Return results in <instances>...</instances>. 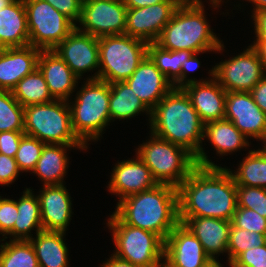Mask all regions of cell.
Here are the masks:
<instances>
[{
    "instance_id": "6da1fadb",
    "label": "cell",
    "mask_w": 266,
    "mask_h": 267,
    "mask_svg": "<svg viewBox=\"0 0 266 267\" xmlns=\"http://www.w3.org/2000/svg\"><path fill=\"white\" fill-rule=\"evenodd\" d=\"M177 192L179 217L231 221L237 208V185L226 167L197 165Z\"/></svg>"
},
{
    "instance_id": "7a4b0ae2",
    "label": "cell",
    "mask_w": 266,
    "mask_h": 267,
    "mask_svg": "<svg viewBox=\"0 0 266 267\" xmlns=\"http://www.w3.org/2000/svg\"><path fill=\"white\" fill-rule=\"evenodd\" d=\"M149 123L151 134L186 148L198 166L217 167L201 145L204 123L182 88H173L159 101L151 111Z\"/></svg>"
},
{
    "instance_id": "3957f363",
    "label": "cell",
    "mask_w": 266,
    "mask_h": 267,
    "mask_svg": "<svg viewBox=\"0 0 266 267\" xmlns=\"http://www.w3.org/2000/svg\"><path fill=\"white\" fill-rule=\"evenodd\" d=\"M114 214L125 224L157 234L165 241L180 223L177 188L157 184L119 200Z\"/></svg>"
},
{
    "instance_id": "277c9868",
    "label": "cell",
    "mask_w": 266,
    "mask_h": 267,
    "mask_svg": "<svg viewBox=\"0 0 266 267\" xmlns=\"http://www.w3.org/2000/svg\"><path fill=\"white\" fill-rule=\"evenodd\" d=\"M204 12L201 0H183L155 43L166 50H187L197 55L222 51L224 45L211 31Z\"/></svg>"
},
{
    "instance_id": "5b68a950",
    "label": "cell",
    "mask_w": 266,
    "mask_h": 267,
    "mask_svg": "<svg viewBox=\"0 0 266 267\" xmlns=\"http://www.w3.org/2000/svg\"><path fill=\"white\" fill-rule=\"evenodd\" d=\"M70 108L74 133L87 146L97 140L110 120V84L101 80H86ZM90 139V140H89Z\"/></svg>"
},
{
    "instance_id": "8992f818",
    "label": "cell",
    "mask_w": 266,
    "mask_h": 267,
    "mask_svg": "<svg viewBox=\"0 0 266 267\" xmlns=\"http://www.w3.org/2000/svg\"><path fill=\"white\" fill-rule=\"evenodd\" d=\"M139 146L136 154L150 169L158 184L178 188L197 166L195 156L186 148L154 134Z\"/></svg>"
},
{
    "instance_id": "52a82bcc",
    "label": "cell",
    "mask_w": 266,
    "mask_h": 267,
    "mask_svg": "<svg viewBox=\"0 0 266 267\" xmlns=\"http://www.w3.org/2000/svg\"><path fill=\"white\" fill-rule=\"evenodd\" d=\"M68 102L53 100L24 107V133L45 144L85 145L73 131Z\"/></svg>"
},
{
    "instance_id": "ba28073f",
    "label": "cell",
    "mask_w": 266,
    "mask_h": 267,
    "mask_svg": "<svg viewBox=\"0 0 266 267\" xmlns=\"http://www.w3.org/2000/svg\"><path fill=\"white\" fill-rule=\"evenodd\" d=\"M98 46V80L112 84L124 82L131 77L147 56L148 43L126 34H119L99 37Z\"/></svg>"
},
{
    "instance_id": "9c48e42d",
    "label": "cell",
    "mask_w": 266,
    "mask_h": 267,
    "mask_svg": "<svg viewBox=\"0 0 266 267\" xmlns=\"http://www.w3.org/2000/svg\"><path fill=\"white\" fill-rule=\"evenodd\" d=\"M107 224L118 258L141 267L156 266L164 259V241L157 234L125 224L114 213Z\"/></svg>"
},
{
    "instance_id": "30bf717a",
    "label": "cell",
    "mask_w": 266,
    "mask_h": 267,
    "mask_svg": "<svg viewBox=\"0 0 266 267\" xmlns=\"http://www.w3.org/2000/svg\"><path fill=\"white\" fill-rule=\"evenodd\" d=\"M30 45L41 50H54L76 25L44 0H23Z\"/></svg>"
},
{
    "instance_id": "8fae6325",
    "label": "cell",
    "mask_w": 266,
    "mask_h": 267,
    "mask_svg": "<svg viewBox=\"0 0 266 267\" xmlns=\"http://www.w3.org/2000/svg\"><path fill=\"white\" fill-rule=\"evenodd\" d=\"M265 72L262 61L250 45L243 53L215 65L213 77L226 92H250Z\"/></svg>"
},
{
    "instance_id": "7c38bea8",
    "label": "cell",
    "mask_w": 266,
    "mask_h": 267,
    "mask_svg": "<svg viewBox=\"0 0 266 267\" xmlns=\"http://www.w3.org/2000/svg\"><path fill=\"white\" fill-rule=\"evenodd\" d=\"M127 7L123 0H83L76 28L95 37L125 34Z\"/></svg>"
},
{
    "instance_id": "4fadbf2b",
    "label": "cell",
    "mask_w": 266,
    "mask_h": 267,
    "mask_svg": "<svg viewBox=\"0 0 266 267\" xmlns=\"http://www.w3.org/2000/svg\"><path fill=\"white\" fill-rule=\"evenodd\" d=\"M183 0H166L152 6L127 9L125 34L146 43L155 42Z\"/></svg>"
},
{
    "instance_id": "5bb4252c",
    "label": "cell",
    "mask_w": 266,
    "mask_h": 267,
    "mask_svg": "<svg viewBox=\"0 0 266 267\" xmlns=\"http://www.w3.org/2000/svg\"><path fill=\"white\" fill-rule=\"evenodd\" d=\"M53 51H55L79 78L87 71H98L88 80H97L99 76L98 37L75 28Z\"/></svg>"
},
{
    "instance_id": "9a60e30c",
    "label": "cell",
    "mask_w": 266,
    "mask_h": 267,
    "mask_svg": "<svg viewBox=\"0 0 266 267\" xmlns=\"http://www.w3.org/2000/svg\"><path fill=\"white\" fill-rule=\"evenodd\" d=\"M225 119L247 138L266 141V114L253 100L250 92H227Z\"/></svg>"
},
{
    "instance_id": "2e32d148",
    "label": "cell",
    "mask_w": 266,
    "mask_h": 267,
    "mask_svg": "<svg viewBox=\"0 0 266 267\" xmlns=\"http://www.w3.org/2000/svg\"><path fill=\"white\" fill-rule=\"evenodd\" d=\"M164 260L171 267H207L213 261L183 223H179L164 241Z\"/></svg>"
},
{
    "instance_id": "e0dca14e",
    "label": "cell",
    "mask_w": 266,
    "mask_h": 267,
    "mask_svg": "<svg viewBox=\"0 0 266 267\" xmlns=\"http://www.w3.org/2000/svg\"><path fill=\"white\" fill-rule=\"evenodd\" d=\"M209 73L212 79H201L182 88L204 124L225 119L227 92L213 77V67Z\"/></svg>"
},
{
    "instance_id": "ac0fdd59",
    "label": "cell",
    "mask_w": 266,
    "mask_h": 267,
    "mask_svg": "<svg viewBox=\"0 0 266 267\" xmlns=\"http://www.w3.org/2000/svg\"><path fill=\"white\" fill-rule=\"evenodd\" d=\"M125 82L150 111L174 88L148 56Z\"/></svg>"
},
{
    "instance_id": "d6986e66",
    "label": "cell",
    "mask_w": 266,
    "mask_h": 267,
    "mask_svg": "<svg viewBox=\"0 0 266 267\" xmlns=\"http://www.w3.org/2000/svg\"><path fill=\"white\" fill-rule=\"evenodd\" d=\"M136 157L135 160L120 161L113 168L108 189L109 192L119 195V200L158 184L146 164Z\"/></svg>"
},
{
    "instance_id": "ffe728a7",
    "label": "cell",
    "mask_w": 266,
    "mask_h": 267,
    "mask_svg": "<svg viewBox=\"0 0 266 267\" xmlns=\"http://www.w3.org/2000/svg\"><path fill=\"white\" fill-rule=\"evenodd\" d=\"M38 195L43 230L65 232L72 215V201L66 187L44 186Z\"/></svg>"
},
{
    "instance_id": "44dd1931",
    "label": "cell",
    "mask_w": 266,
    "mask_h": 267,
    "mask_svg": "<svg viewBox=\"0 0 266 267\" xmlns=\"http://www.w3.org/2000/svg\"><path fill=\"white\" fill-rule=\"evenodd\" d=\"M191 233L197 237L205 253L213 260L217 254L228 252L231 221L212 217H179Z\"/></svg>"
},
{
    "instance_id": "7402d4cb",
    "label": "cell",
    "mask_w": 266,
    "mask_h": 267,
    "mask_svg": "<svg viewBox=\"0 0 266 267\" xmlns=\"http://www.w3.org/2000/svg\"><path fill=\"white\" fill-rule=\"evenodd\" d=\"M41 49L31 45L0 51V90L12 91L26 75L38 68Z\"/></svg>"
},
{
    "instance_id": "603a6c76",
    "label": "cell",
    "mask_w": 266,
    "mask_h": 267,
    "mask_svg": "<svg viewBox=\"0 0 266 267\" xmlns=\"http://www.w3.org/2000/svg\"><path fill=\"white\" fill-rule=\"evenodd\" d=\"M38 69L47 83L49 92L55 100L70 101L79 78L72 72L64 60L53 50H41Z\"/></svg>"
},
{
    "instance_id": "cb8c5ba5",
    "label": "cell",
    "mask_w": 266,
    "mask_h": 267,
    "mask_svg": "<svg viewBox=\"0 0 266 267\" xmlns=\"http://www.w3.org/2000/svg\"><path fill=\"white\" fill-rule=\"evenodd\" d=\"M0 40L6 48L30 45L23 0H13L8 6L0 9Z\"/></svg>"
},
{
    "instance_id": "d4e9b609",
    "label": "cell",
    "mask_w": 266,
    "mask_h": 267,
    "mask_svg": "<svg viewBox=\"0 0 266 267\" xmlns=\"http://www.w3.org/2000/svg\"><path fill=\"white\" fill-rule=\"evenodd\" d=\"M79 148L87 150L86 145L45 144L35 169L32 173L37 174L44 182V186L62 185L68 168L66 148Z\"/></svg>"
},
{
    "instance_id": "484cf974",
    "label": "cell",
    "mask_w": 266,
    "mask_h": 267,
    "mask_svg": "<svg viewBox=\"0 0 266 267\" xmlns=\"http://www.w3.org/2000/svg\"><path fill=\"white\" fill-rule=\"evenodd\" d=\"M65 232L42 230L29 241L34 247L39 267H67L68 249L63 241Z\"/></svg>"
},
{
    "instance_id": "4316f807",
    "label": "cell",
    "mask_w": 266,
    "mask_h": 267,
    "mask_svg": "<svg viewBox=\"0 0 266 267\" xmlns=\"http://www.w3.org/2000/svg\"><path fill=\"white\" fill-rule=\"evenodd\" d=\"M203 137L211 141L220 155H226L249 146L247 137L235 127L232 121L226 119L204 124Z\"/></svg>"
},
{
    "instance_id": "83f0119b",
    "label": "cell",
    "mask_w": 266,
    "mask_h": 267,
    "mask_svg": "<svg viewBox=\"0 0 266 267\" xmlns=\"http://www.w3.org/2000/svg\"><path fill=\"white\" fill-rule=\"evenodd\" d=\"M17 210L13 239L10 240H30L31 230L35 228L36 234L43 230L39 198L33 195L30 188H26L22 197L17 201Z\"/></svg>"
},
{
    "instance_id": "f1b7e54d",
    "label": "cell",
    "mask_w": 266,
    "mask_h": 267,
    "mask_svg": "<svg viewBox=\"0 0 266 267\" xmlns=\"http://www.w3.org/2000/svg\"><path fill=\"white\" fill-rule=\"evenodd\" d=\"M146 111L151 119V111L143 104L131 87L124 82L110 84V120L128 119Z\"/></svg>"
},
{
    "instance_id": "f546056e",
    "label": "cell",
    "mask_w": 266,
    "mask_h": 267,
    "mask_svg": "<svg viewBox=\"0 0 266 267\" xmlns=\"http://www.w3.org/2000/svg\"><path fill=\"white\" fill-rule=\"evenodd\" d=\"M192 54L193 52L187 50H166L155 42L149 43L147 47V56L172 82L174 88H181L182 63H184Z\"/></svg>"
},
{
    "instance_id": "4dcf8cb0",
    "label": "cell",
    "mask_w": 266,
    "mask_h": 267,
    "mask_svg": "<svg viewBox=\"0 0 266 267\" xmlns=\"http://www.w3.org/2000/svg\"><path fill=\"white\" fill-rule=\"evenodd\" d=\"M236 185L266 189V149L250 150L237 171H230Z\"/></svg>"
},
{
    "instance_id": "1f68e13d",
    "label": "cell",
    "mask_w": 266,
    "mask_h": 267,
    "mask_svg": "<svg viewBox=\"0 0 266 267\" xmlns=\"http://www.w3.org/2000/svg\"><path fill=\"white\" fill-rule=\"evenodd\" d=\"M12 93L23 107L55 100L49 92L43 74L38 68L22 78L12 90Z\"/></svg>"
},
{
    "instance_id": "d6a6232c",
    "label": "cell",
    "mask_w": 266,
    "mask_h": 267,
    "mask_svg": "<svg viewBox=\"0 0 266 267\" xmlns=\"http://www.w3.org/2000/svg\"><path fill=\"white\" fill-rule=\"evenodd\" d=\"M0 247V267H39L29 240H10Z\"/></svg>"
},
{
    "instance_id": "836d02e7",
    "label": "cell",
    "mask_w": 266,
    "mask_h": 267,
    "mask_svg": "<svg viewBox=\"0 0 266 267\" xmlns=\"http://www.w3.org/2000/svg\"><path fill=\"white\" fill-rule=\"evenodd\" d=\"M24 132V107L12 91L0 90V132Z\"/></svg>"
},
{
    "instance_id": "e575fe53",
    "label": "cell",
    "mask_w": 266,
    "mask_h": 267,
    "mask_svg": "<svg viewBox=\"0 0 266 267\" xmlns=\"http://www.w3.org/2000/svg\"><path fill=\"white\" fill-rule=\"evenodd\" d=\"M266 244V234H259L255 231L236 228L231 224L228 239V263L230 264L239 254Z\"/></svg>"
},
{
    "instance_id": "d590c367",
    "label": "cell",
    "mask_w": 266,
    "mask_h": 267,
    "mask_svg": "<svg viewBox=\"0 0 266 267\" xmlns=\"http://www.w3.org/2000/svg\"><path fill=\"white\" fill-rule=\"evenodd\" d=\"M45 143L35 137L24 134L14 159L20 171H33L39 160Z\"/></svg>"
},
{
    "instance_id": "8d00e7d4",
    "label": "cell",
    "mask_w": 266,
    "mask_h": 267,
    "mask_svg": "<svg viewBox=\"0 0 266 267\" xmlns=\"http://www.w3.org/2000/svg\"><path fill=\"white\" fill-rule=\"evenodd\" d=\"M237 207L252 209L266 218V189L237 185Z\"/></svg>"
},
{
    "instance_id": "74e56055",
    "label": "cell",
    "mask_w": 266,
    "mask_h": 267,
    "mask_svg": "<svg viewBox=\"0 0 266 267\" xmlns=\"http://www.w3.org/2000/svg\"><path fill=\"white\" fill-rule=\"evenodd\" d=\"M231 224L240 229L266 234V218L252 209L237 207L231 220Z\"/></svg>"
},
{
    "instance_id": "f35d334b",
    "label": "cell",
    "mask_w": 266,
    "mask_h": 267,
    "mask_svg": "<svg viewBox=\"0 0 266 267\" xmlns=\"http://www.w3.org/2000/svg\"><path fill=\"white\" fill-rule=\"evenodd\" d=\"M18 215L17 201L0 196V234L13 236V227Z\"/></svg>"
},
{
    "instance_id": "ab89813d",
    "label": "cell",
    "mask_w": 266,
    "mask_h": 267,
    "mask_svg": "<svg viewBox=\"0 0 266 267\" xmlns=\"http://www.w3.org/2000/svg\"><path fill=\"white\" fill-rule=\"evenodd\" d=\"M229 267H266V244L239 254Z\"/></svg>"
},
{
    "instance_id": "60d3db41",
    "label": "cell",
    "mask_w": 266,
    "mask_h": 267,
    "mask_svg": "<svg viewBox=\"0 0 266 267\" xmlns=\"http://www.w3.org/2000/svg\"><path fill=\"white\" fill-rule=\"evenodd\" d=\"M73 23L79 22L83 0H44Z\"/></svg>"
},
{
    "instance_id": "b9f144b4",
    "label": "cell",
    "mask_w": 266,
    "mask_h": 267,
    "mask_svg": "<svg viewBox=\"0 0 266 267\" xmlns=\"http://www.w3.org/2000/svg\"><path fill=\"white\" fill-rule=\"evenodd\" d=\"M24 134L20 131L0 132V153L14 158Z\"/></svg>"
},
{
    "instance_id": "7bdbcfd3",
    "label": "cell",
    "mask_w": 266,
    "mask_h": 267,
    "mask_svg": "<svg viewBox=\"0 0 266 267\" xmlns=\"http://www.w3.org/2000/svg\"><path fill=\"white\" fill-rule=\"evenodd\" d=\"M20 170L14 158L0 153V184L8 185L16 180Z\"/></svg>"
},
{
    "instance_id": "ee69618b",
    "label": "cell",
    "mask_w": 266,
    "mask_h": 267,
    "mask_svg": "<svg viewBox=\"0 0 266 267\" xmlns=\"http://www.w3.org/2000/svg\"><path fill=\"white\" fill-rule=\"evenodd\" d=\"M255 103L266 114V74L250 91Z\"/></svg>"
},
{
    "instance_id": "f6af8a7d",
    "label": "cell",
    "mask_w": 266,
    "mask_h": 267,
    "mask_svg": "<svg viewBox=\"0 0 266 267\" xmlns=\"http://www.w3.org/2000/svg\"><path fill=\"white\" fill-rule=\"evenodd\" d=\"M200 66V61L198 60L196 53H193L184 63H182L181 67V88L185 85H188L193 82H197L195 79H186L188 71L197 70Z\"/></svg>"
},
{
    "instance_id": "bcb514c9",
    "label": "cell",
    "mask_w": 266,
    "mask_h": 267,
    "mask_svg": "<svg viewBox=\"0 0 266 267\" xmlns=\"http://www.w3.org/2000/svg\"><path fill=\"white\" fill-rule=\"evenodd\" d=\"M256 39H266V9L253 13Z\"/></svg>"
},
{
    "instance_id": "7dc6e473",
    "label": "cell",
    "mask_w": 266,
    "mask_h": 267,
    "mask_svg": "<svg viewBox=\"0 0 266 267\" xmlns=\"http://www.w3.org/2000/svg\"><path fill=\"white\" fill-rule=\"evenodd\" d=\"M165 1L166 0H123L124 5L128 9L148 7Z\"/></svg>"
},
{
    "instance_id": "c3c4849f",
    "label": "cell",
    "mask_w": 266,
    "mask_h": 267,
    "mask_svg": "<svg viewBox=\"0 0 266 267\" xmlns=\"http://www.w3.org/2000/svg\"><path fill=\"white\" fill-rule=\"evenodd\" d=\"M251 46L257 52L258 57L262 61V65L266 71V39H256Z\"/></svg>"
},
{
    "instance_id": "681fc988",
    "label": "cell",
    "mask_w": 266,
    "mask_h": 267,
    "mask_svg": "<svg viewBox=\"0 0 266 267\" xmlns=\"http://www.w3.org/2000/svg\"><path fill=\"white\" fill-rule=\"evenodd\" d=\"M101 267H141L138 265H135L129 261H125L123 259L118 258L114 254L106 261V263H103Z\"/></svg>"
},
{
    "instance_id": "f907efd6",
    "label": "cell",
    "mask_w": 266,
    "mask_h": 267,
    "mask_svg": "<svg viewBox=\"0 0 266 267\" xmlns=\"http://www.w3.org/2000/svg\"><path fill=\"white\" fill-rule=\"evenodd\" d=\"M249 2H253L255 8L253 12L266 9V0H247Z\"/></svg>"
},
{
    "instance_id": "816d5d0a",
    "label": "cell",
    "mask_w": 266,
    "mask_h": 267,
    "mask_svg": "<svg viewBox=\"0 0 266 267\" xmlns=\"http://www.w3.org/2000/svg\"><path fill=\"white\" fill-rule=\"evenodd\" d=\"M13 0H0V9L8 6Z\"/></svg>"
},
{
    "instance_id": "f5cc1de1",
    "label": "cell",
    "mask_w": 266,
    "mask_h": 267,
    "mask_svg": "<svg viewBox=\"0 0 266 267\" xmlns=\"http://www.w3.org/2000/svg\"><path fill=\"white\" fill-rule=\"evenodd\" d=\"M207 267H223L219 261H212Z\"/></svg>"
},
{
    "instance_id": "db71d44e",
    "label": "cell",
    "mask_w": 266,
    "mask_h": 267,
    "mask_svg": "<svg viewBox=\"0 0 266 267\" xmlns=\"http://www.w3.org/2000/svg\"><path fill=\"white\" fill-rule=\"evenodd\" d=\"M210 2L215 8H217V6L219 7L221 0H210Z\"/></svg>"
},
{
    "instance_id": "11a10c76",
    "label": "cell",
    "mask_w": 266,
    "mask_h": 267,
    "mask_svg": "<svg viewBox=\"0 0 266 267\" xmlns=\"http://www.w3.org/2000/svg\"><path fill=\"white\" fill-rule=\"evenodd\" d=\"M153 267H171V266L166 261H164Z\"/></svg>"
},
{
    "instance_id": "9f6ffc18",
    "label": "cell",
    "mask_w": 266,
    "mask_h": 267,
    "mask_svg": "<svg viewBox=\"0 0 266 267\" xmlns=\"http://www.w3.org/2000/svg\"><path fill=\"white\" fill-rule=\"evenodd\" d=\"M6 47L1 43V40H0V51H3Z\"/></svg>"
},
{
    "instance_id": "6f0895ef",
    "label": "cell",
    "mask_w": 266,
    "mask_h": 267,
    "mask_svg": "<svg viewBox=\"0 0 266 267\" xmlns=\"http://www.w3.org/2000/svg\"><path fill=\"white\" fill-rule=\"evenodd\" d=\"M263 144H264V146H263V147L266 149V141H265Z\"/></svg>"
}]
</instances>
